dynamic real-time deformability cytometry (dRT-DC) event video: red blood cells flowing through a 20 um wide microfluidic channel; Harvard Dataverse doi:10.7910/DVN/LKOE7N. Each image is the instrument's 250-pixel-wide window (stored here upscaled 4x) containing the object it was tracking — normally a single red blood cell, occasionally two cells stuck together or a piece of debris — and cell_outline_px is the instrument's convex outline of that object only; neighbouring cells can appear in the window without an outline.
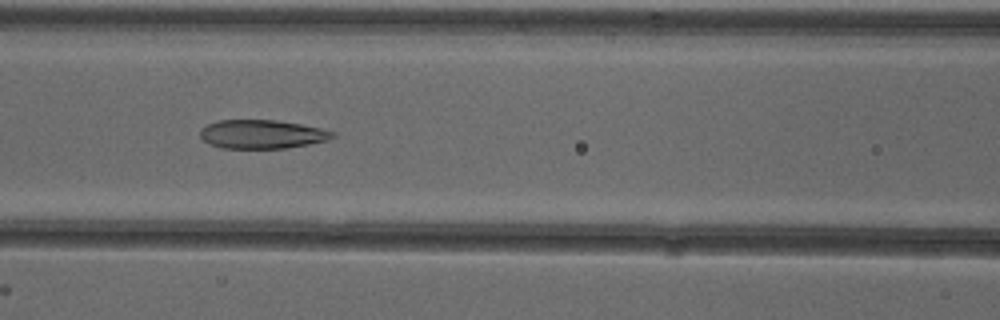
{"species": "common noctule bat (a hibernating species)", "species_latin": "Nyctalus noctula", "temperature_condition": "cold", "stored_images_in_passage": 34, "camera_frame_rate_fps": 3000, "um_per_image_px": 0.085, "animal": {"sex": "female"}, "frame": {"image": 1, "passage_image": 14, "time_ms": 4.333, "image_size_px": [1000, 320], "cell_outline_px": [[336, 136], [328, 140], [288, 148], [224, 148], [208, 144], [200, 136], [200, 128], [208, 124], [220, 120], [276, 120], [300, 124], [320, 128], [336, 132]], "centroid_in_image_um": [22.27, 11.41], "position_along_channel_um": 144.3, "area_um2": 22.2}}
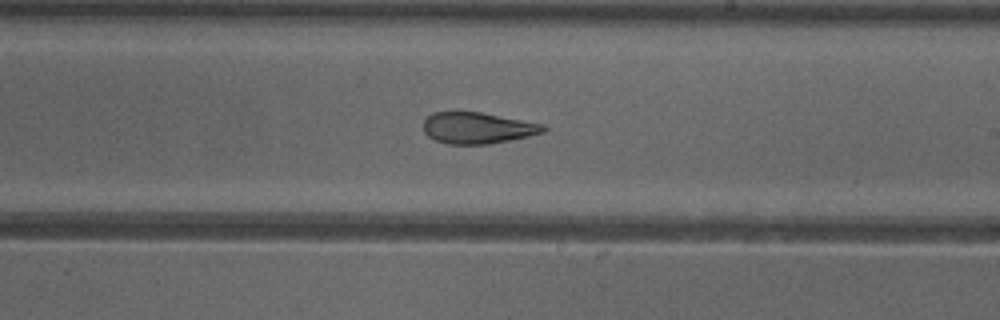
{"frame": {"image": 2, "passage_image": 22, "time_ms": 7.0, "image_size_px": [1000, 320], "cell_outline_px": [[548, 128], [544, 132], [528, 136], [488, 144], [448, 144], [436, 140], [428, 136], [424, 132], [424, 120], [432, 112], [480, 112], [544, 124]], "centroid_in_image_um": [40.59, 10.87], "position_along_channel_um": 248.4, "area_um2": 21.73}}
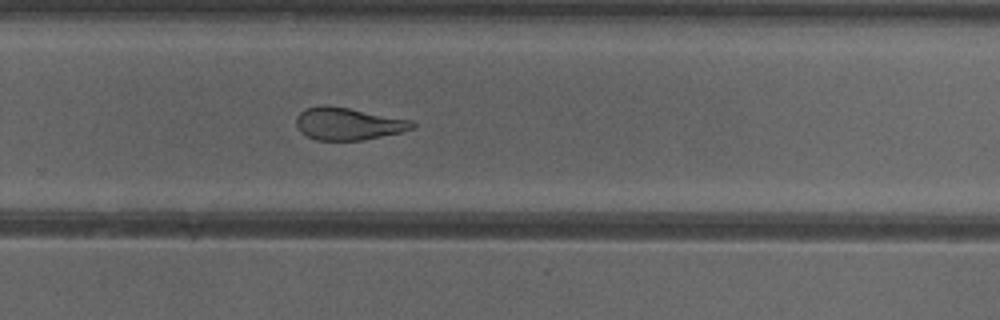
{"frame": {"image": 3, "passage_image": 26, "time_ms": 8.333, "image_size_px": [1000, 320], "cell_outline_px": [[416, 128], [400, 132], [360, 140], [316, 140], [300, 132], [296, 124], [296, 116], [304, 108], [324, 104], [348, 108], [412, 120], [416, 124]], "centroid_in_image_um": [29.57, 10.51], "position_along_channel_um": 300.2, "area_um2": 21.85}}